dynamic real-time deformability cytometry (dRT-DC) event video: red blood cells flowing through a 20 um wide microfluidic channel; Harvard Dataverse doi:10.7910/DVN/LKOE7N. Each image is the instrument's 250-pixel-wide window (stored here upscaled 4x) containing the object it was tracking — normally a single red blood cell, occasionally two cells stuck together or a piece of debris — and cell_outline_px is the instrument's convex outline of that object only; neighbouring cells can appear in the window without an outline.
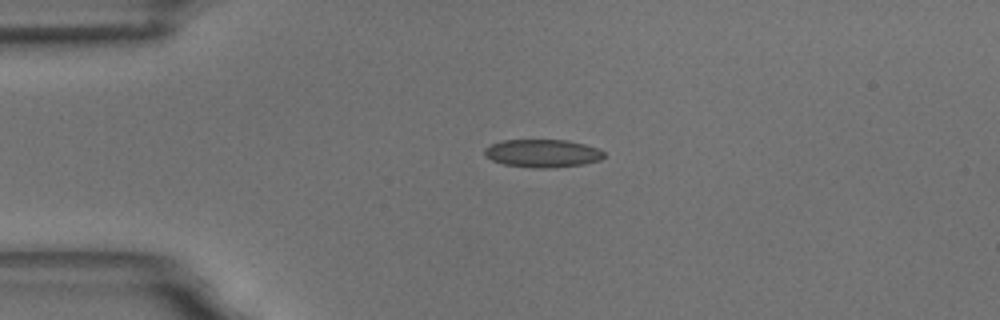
{"species": "common noctule bat (a hibernating species)", "species_latin": "Nyctalus noctula", "temperature_condition": "room temperature", "stored_images_in_passage": 3, "camera_frame_rate_fps": 3000, "um_per_image_px": 0.085, "animal": {"sex": "male", "body_mass_g": 18.8}, "frame": {"image": 1, "passage_image": 1, "time_ms": 0.0, "image_size_px": [1000, 320], "cell_outline_px": [[604, 156], [600, 160], [584, 164], [548, 168], [532, 168], [504, 164], [492, 160], [484, 152], [484, 148], [492, 144], [504, 140], [568, 140], [600, 148], [604, 152]], "centroid_in_image_um": [46.15, 13.03], "position_along_channel_um": 38.8, "area_um2": 19.42}}
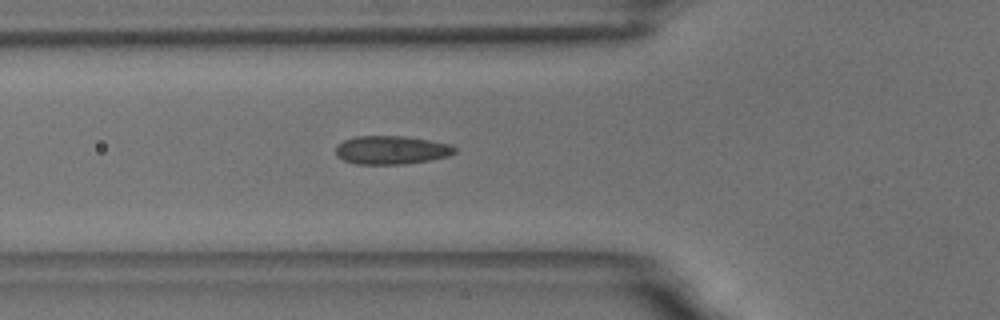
{"frame": {"image": 2, "passage_image": 3, "time_ms": 2.333, "image_size_px": [1000, 320], "cell_outline_px": [[456, 152], [448, 156], [428, 160], [404, 164], [356, 164], [344, 160], [336, 156], [336, 144], [344, 140], [356, 136], [404, 136], [452, 144], [456, 148]], "centroid_in_image_um": [33.25, 12.75], "position_along_channel_um": 92.5, "area_um2": 19.77}}